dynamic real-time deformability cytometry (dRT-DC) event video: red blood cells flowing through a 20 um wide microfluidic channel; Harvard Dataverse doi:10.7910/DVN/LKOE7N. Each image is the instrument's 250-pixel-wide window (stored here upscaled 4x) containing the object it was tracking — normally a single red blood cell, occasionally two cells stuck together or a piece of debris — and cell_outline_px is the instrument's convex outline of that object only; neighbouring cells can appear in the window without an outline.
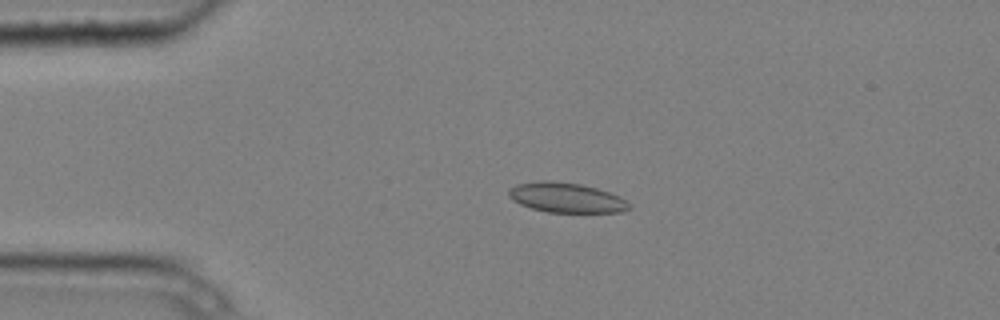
{"species": "common noctule bat (a hibernating species)", "species_latin": "Nyctalus noctula", "temperature_condition": "cold", "stored_images_in_passage": 4, "camera_frame_rate_fps": 3000, "um_per_image_px": 0.085, "animal": {"sex": "male", "body_mass_g": 20.4}, "frame": {"image": 1, "passage_image": 3, "time_ms": 0.667, "image_size_px": [1000, 320], "cell_outline_px": [[632, 208], [620, 212], [548, 212], [532, 208], [520, 204], [512, 200], [508, 196], [508, 188], [516, 184], [540, 180], [552, 180], [580, 184], [596, 188], [620, 196]], "centroid_in_image_um": [48.08, 16.79], "position_along_channel_um": 36.9, "area_um2": 20.98}}
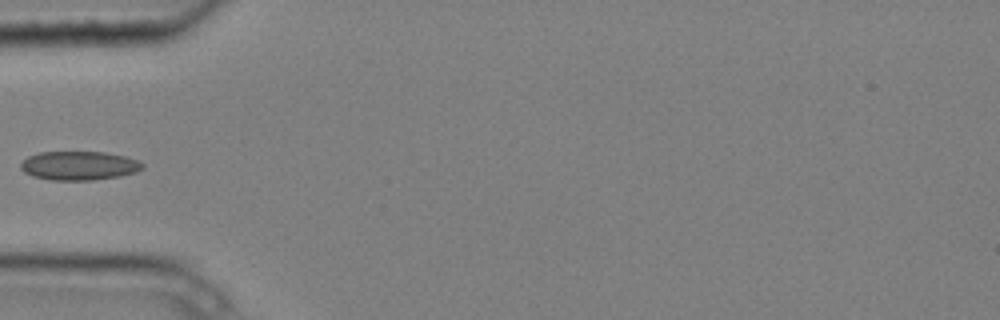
{"frame": {"image": 2, "passage_image": 4, "time_ms": 1.0, "image_size_px": [1000, 320], "cell_outline_px": [[144, 168], [136, 172], [120, 176], [92, 180], [48, 180], [32, 176], [24, 172], [20, 168], [20, 164], [28, 156], [40, 152], [104, 152], [124, 156], [140, 160], [144, 164]], "centroid_in_image_um": [6.73, 14.08], "position_along_channel_um": 78.3, "area_um2": 20.63}}